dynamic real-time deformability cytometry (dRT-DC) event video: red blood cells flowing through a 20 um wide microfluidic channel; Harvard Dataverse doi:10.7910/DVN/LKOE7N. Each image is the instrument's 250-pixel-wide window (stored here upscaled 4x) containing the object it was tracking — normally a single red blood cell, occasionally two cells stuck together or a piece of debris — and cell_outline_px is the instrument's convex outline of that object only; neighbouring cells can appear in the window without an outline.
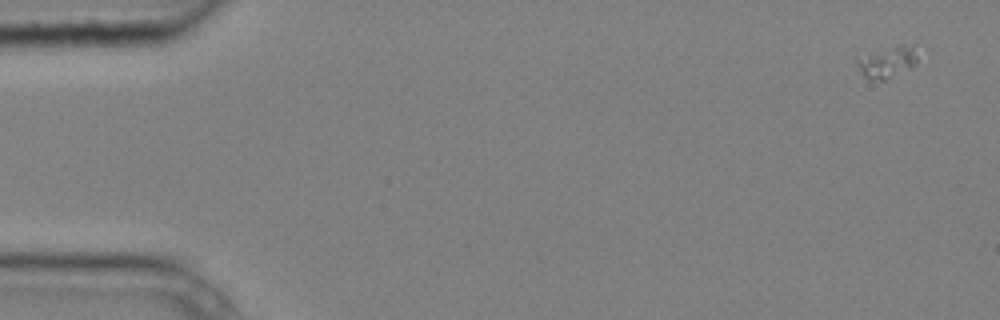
{"species": "common noctule bat (a hibernating species)", "species_latin": "Nyctalus noctula", "temperature_condition": "cold", "stored_images_in_passage": 5, "camera_frame_rate_fps": 3000, "um_per_image_px": 0.085, "animal": {"sex": "male", "body_mass_g": 20.4}, "frame": {"image": 1, "passage_image": 1, "time_ms": 0.0, "image_size_px": [1000, 320], "cell_outline_px": [[916, 64], [912, 68], [884, 80], [880, 80], [864, 76], [856, 64], [856, 56], [900, 44], [904, 44], [912, 48], [916, 56]], "centroid_in_image_um": [75.37, 5.26], "position_along_channel_um": 9.6, "area_um2": 10.92}}